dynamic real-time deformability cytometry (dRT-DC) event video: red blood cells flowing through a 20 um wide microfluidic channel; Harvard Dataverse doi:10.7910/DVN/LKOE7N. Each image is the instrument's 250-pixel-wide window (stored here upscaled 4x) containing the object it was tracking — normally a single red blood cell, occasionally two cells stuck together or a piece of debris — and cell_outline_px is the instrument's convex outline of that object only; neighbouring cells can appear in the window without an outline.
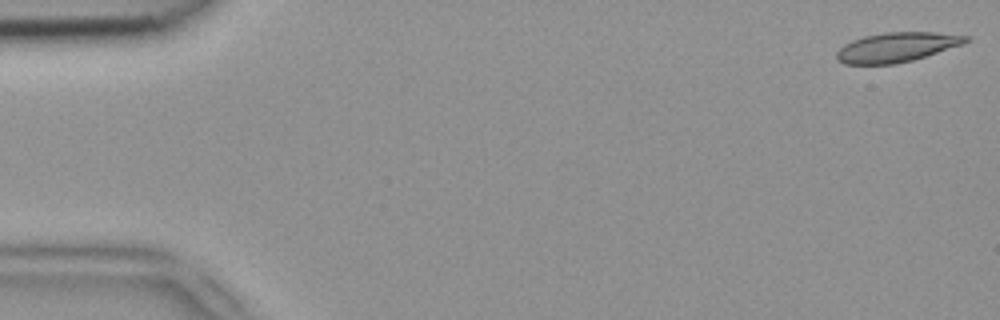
{"species": "common noctule bat (a hibernating species)", "species_latin": "Nyctalus noctula", "temperature_condition": "room temperature", "stored_images_in_passage": 10, "camera_frame_rate_fps": 3000, "um_per_image_px": 0.085, "animal": {"sex": "female", "body_mass_g": 18.4}, "frame": {"image": 1, "passage_image": 1, "time_ms": 0.0, "image_size_px": [1000, 320], "cell_outline_px": [[968, 40], [964, 44], [912, 60], [896, 64], [844, 64], [836, 60], [836, 52], [844, 44], [852, 40], [864, 36], [884, 32], [936, 32], [968, 36]], "centroid_in_image_um": [76.18, 4.01], "position_along_channel_um": 8.8, "area_um2": 22.25}}